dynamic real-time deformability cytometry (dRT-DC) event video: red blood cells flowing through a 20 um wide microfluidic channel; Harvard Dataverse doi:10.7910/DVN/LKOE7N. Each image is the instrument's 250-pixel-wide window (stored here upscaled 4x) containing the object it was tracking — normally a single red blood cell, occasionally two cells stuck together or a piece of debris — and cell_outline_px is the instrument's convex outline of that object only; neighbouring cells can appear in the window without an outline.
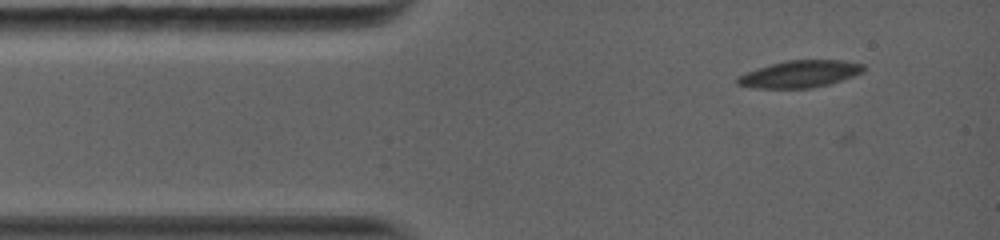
{"species": "common noctule bat (a hibernating species)", "species_latin": "Nyctalus noctula", "temperature_condition": "warm", "stored_images_in_passage": 28, "camera_frame_rate_fps": 5000, "um_per_image_px": 0.085, "animal": {"sex": "female", "body_mass_g": 19.0, "forearm_length_mm": 56.7}, "frame": {"image": 1, "passage_image": 2, "time_ms": 0.8, "image_size_px": [1000, 240], "cell_outline_px": [[864, 72], [828, 84], [808, 88], [756, 88], [736, 84], [736, 76], [756, 68], [784, 60], [840, 60], [864, 64]], "centroid_in_image_um": [67.94, 6.28], "position_along_channel_um": 17.1, "area_um2": 19.83}}
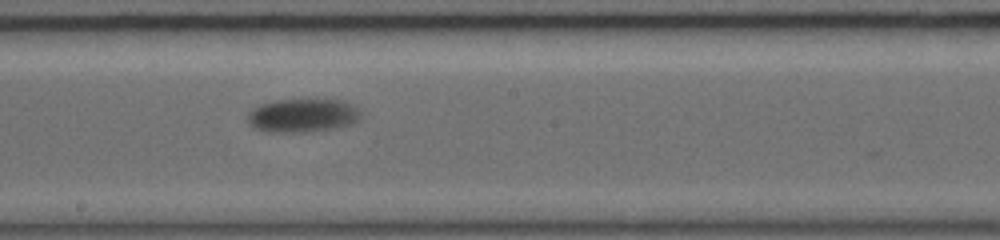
{"frame": {"image": 2, "passage_image": 14, "time_ms": 7.4, "image_size_px": [1000, 240], "cell_outline_px": [[360, 120], [352, 124], [336, 128], [308, 132], [264, 132], [252, 128], [248, 124], [248, 112], [252, 108], [260, 104], [276, 100], [344, 100], [352, 104], [360, 112]], "centroid_in_image_um": [25.7, 9.83], "position_along_channel_um": 222.5, "area_um2": 22.43}}
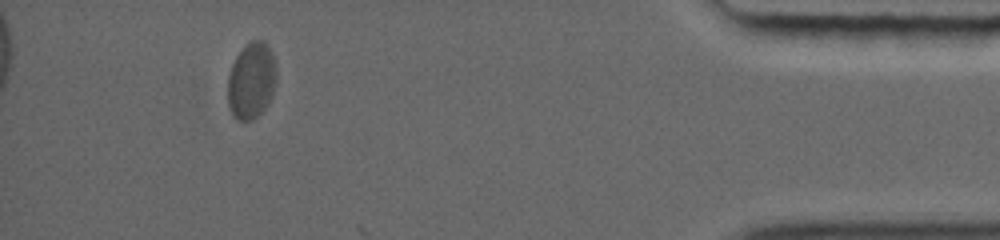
{"frame": {"image": 3, "passage_image": 27, "time_ms": 14.2, "image_size_px": [1000, 240], "cell_outline_px": [[276, 84], [272, 96], [268, 104], [252, 120], [236, 120], [228, 104], [228, 76], [232, 64], [236, 56], [244, 44], [252, 40], [264, 40], [268, 44], [272, 52], [276, 72]], "centroid_in_image_um": [21.38, 6.82], "position_along_channel_um": 413.8, "area_um2": 21.85}}